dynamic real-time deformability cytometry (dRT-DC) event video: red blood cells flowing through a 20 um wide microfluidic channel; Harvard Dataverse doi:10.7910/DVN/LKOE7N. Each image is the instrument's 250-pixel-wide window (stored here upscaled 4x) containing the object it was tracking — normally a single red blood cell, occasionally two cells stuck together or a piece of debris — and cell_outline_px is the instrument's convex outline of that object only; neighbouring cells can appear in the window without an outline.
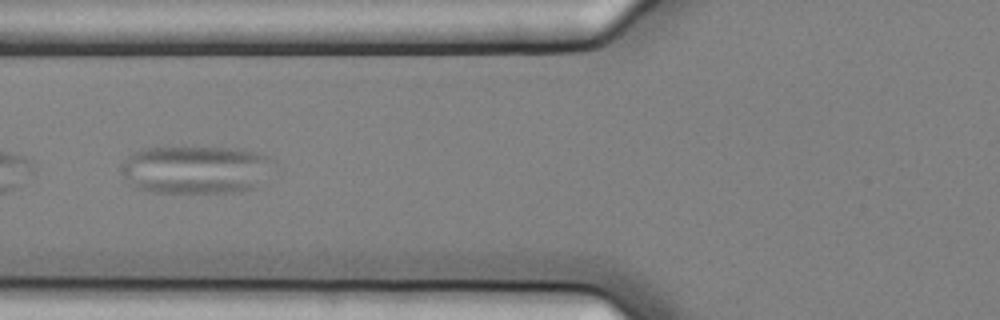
{"species": "common noctule bat (a hibernating species)", "species_latin": "Nyctalus noctula", "temperature_condition": "cold", "stored_images_in_passage": 5, "camera_frame_rate_fps": 3000, "um_per_image_px": 0.085, "animal": {"sex": "female", "body_mass_g": 25.1}, "frame": {"image": 1, "passage_image": 5, "time_ms": 1.333, "image_size_px": [1000, 320], "cell_outline_px": [[276, 160], [252, 188], [240, 192], [148, 192], [136, 188], [120, 172], [120, 164], [128, 156], [144, 148], [184, 144], [244, 148], [268, 156]], "centroid_in_image_um": [16.58, 14.35], "position_along_channel_um": 109.2, "area_um2": 43.75}}